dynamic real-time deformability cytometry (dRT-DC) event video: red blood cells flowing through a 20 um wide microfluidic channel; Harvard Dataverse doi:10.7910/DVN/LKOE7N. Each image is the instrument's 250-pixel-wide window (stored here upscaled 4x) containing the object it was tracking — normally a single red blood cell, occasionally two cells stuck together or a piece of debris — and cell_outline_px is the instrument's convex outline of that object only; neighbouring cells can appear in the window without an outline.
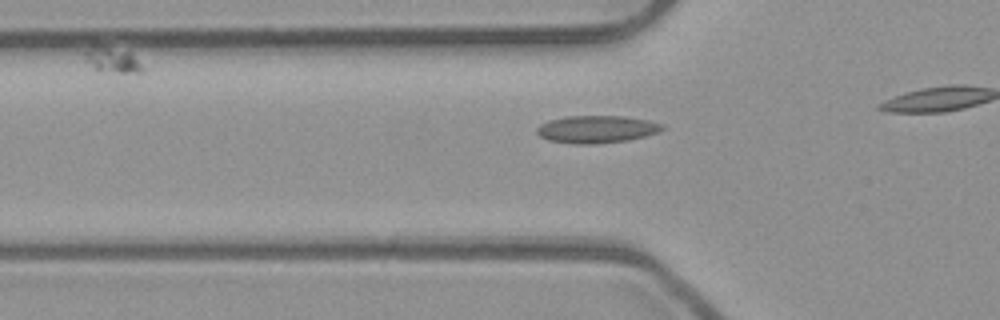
{"species": "common noctule bat (a hibernating species)", "species_latin": "Nyctalus noctula", "temperature_condition": "room temperature", "stored_images_in_passage": 8, "camera_frame_rate_fps": 3000, "um_per_image_px": 0.085, "animal": {"sex": "male", "body_mass_g": 23.1, "forearm_length_mm": 52.7}, "frame": {"image": 1, "passage_image": 3, "time_ms": 0.667, "image_size_px": [1000, 320], "cell_outline_px": [[664, 128], [660, 132], [628, 140], [596, 144], [572, 144], [548, 140], [540, 136], [536, 132], [536, 128], [540, 124], [548, 120], [564, 116], [624, 116], [648, 120], [664, 124]], "centroid_in_image_um": [50.7, 10.98], "position_along_channel_um": 75.1, "area_um2": 20.29}}
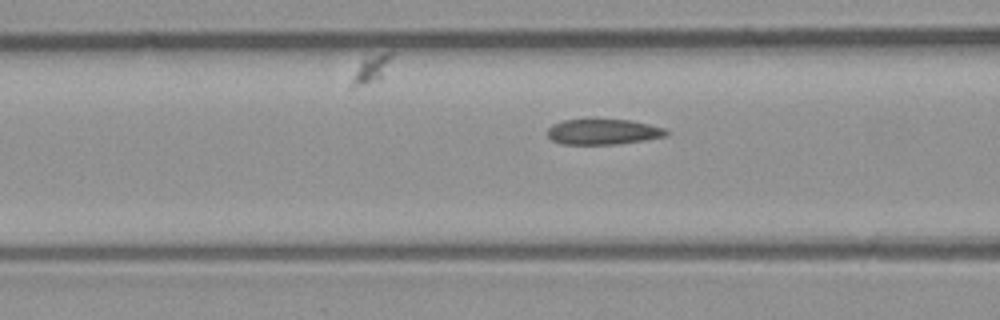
{"frame": {"image": 2, "passage_image": 6, "time_ms": 1.667, "image_size_px": [1000, 320], "cell_outline_px": [[668, 132], [664, 136], [644, 140], [616, 144], [560, 144], [552, 140], [548, 136], [548, 128], [552, 124], [564, 120], [592, 116], [596, 116], [632, 120], [664, 128]], "centroid_in_image_um": [51.2, 11.14], "position_along_channel_um": 115.4, "area_um2": 18.44}}